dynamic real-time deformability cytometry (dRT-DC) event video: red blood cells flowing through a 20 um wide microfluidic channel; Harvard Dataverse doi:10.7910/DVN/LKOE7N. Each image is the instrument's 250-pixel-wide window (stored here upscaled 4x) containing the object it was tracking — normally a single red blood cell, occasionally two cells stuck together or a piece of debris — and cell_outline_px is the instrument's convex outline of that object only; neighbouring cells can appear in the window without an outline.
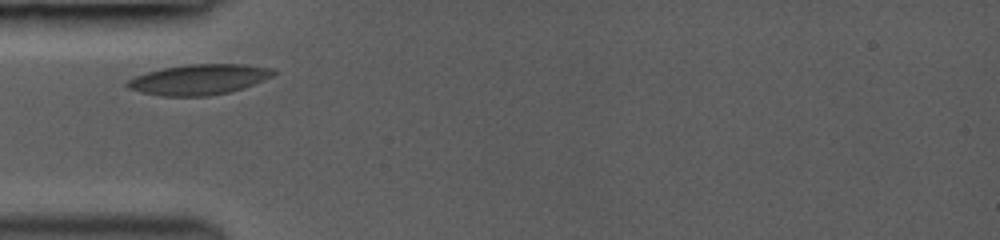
{"species": "common noctule bat (a hibernating species)", "species_latin": "Nyctalus noctula", "temperature_condition": "room temperature", "stored_images_in_passage": 3, "camera_frame_rate_fps": 3000, "um_per_image_px": 0.085, "animal": {"sex": "female", "body_mass_g": 19.0, "forearm_length_mm": 53.3}, "frame": {"image": 1, "passage_image": 2, "time_ms": 1.0, "image_size_px": [1000, 240], "cell_outline_px": [[276, 72], [272, 76], [264, 80], [228, 92], [208, 96], [164, 96], [140, 92], [128, 88], [124, 84], [128, 80], [136, 76], [148, 72], [164, 68], [188, 64], [244, 64], [272, 68]], "centroid_in_image_um": [16.89, 6.75], "position_along_channel_um": 68.1, "area_um2": 25.61}}
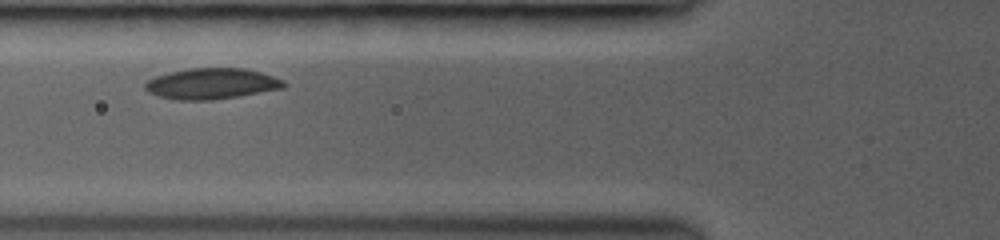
{"frame": {"image": 2, "passage_image": 3, "time_ms": 2.0, "image_size_px": [1000, 240], "cell_outline_px": [[288, 84], [284, 88], [240, 96], [212, 100], [176, 100], [160, 96], [148, 92], [144, 88], [144, 84], [148, 80], [156, 76], [168, 72], [188, 68], [244, 68], [260, 72], [284, 80]], "centroid_in_image_um": [17.99, 7.11], "position_along_channel_um": 107.8, "area_um2": 25.09}}